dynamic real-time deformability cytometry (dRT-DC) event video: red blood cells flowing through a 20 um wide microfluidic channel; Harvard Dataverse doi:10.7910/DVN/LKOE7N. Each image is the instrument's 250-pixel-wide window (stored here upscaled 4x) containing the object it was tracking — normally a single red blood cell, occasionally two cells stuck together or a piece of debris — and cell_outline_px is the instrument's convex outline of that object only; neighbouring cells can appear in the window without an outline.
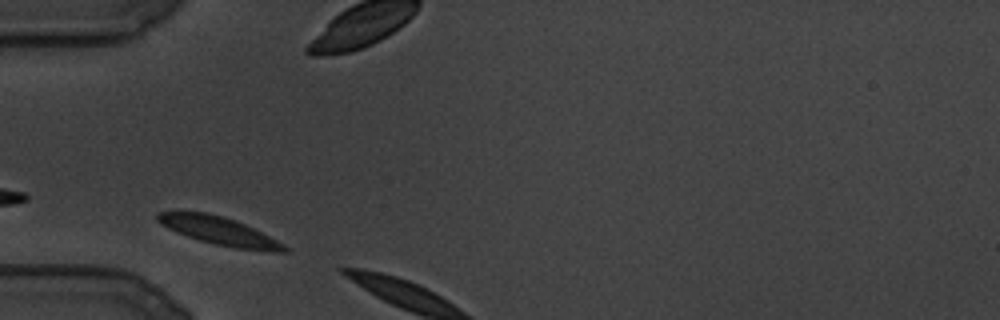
{"species": "common noctule bat (a hibernating species)", "species_latin": "Nyctalus noctula", "temperature_condition": "cold", "stored_images_in_passage": 3, "camera_frame_rate_fps": 3000, "um_per_image_px": 0.085, "animal": {"sex": "male", "body_mass_g": 19.5, "forearm_length_mm": 54.6}, "frame": {"image": 1, "passage_image": 1, "time_ms": 0.0, "image_size_px": [1000, 320], "cell_outline_px": [[288, 252], [268, 252], [236, 248], [216, 244], [200, 240], [176, 232], [160, 224], [156, 220], [156, 216], [160, 212], [208, 212], [224, 216], [244, 224], [284, 244], [288, 248]], "centroid_in_image_um": [18.65, 19.63], "position_along_channel_um": 66.4, "area_um2": 20.46}}